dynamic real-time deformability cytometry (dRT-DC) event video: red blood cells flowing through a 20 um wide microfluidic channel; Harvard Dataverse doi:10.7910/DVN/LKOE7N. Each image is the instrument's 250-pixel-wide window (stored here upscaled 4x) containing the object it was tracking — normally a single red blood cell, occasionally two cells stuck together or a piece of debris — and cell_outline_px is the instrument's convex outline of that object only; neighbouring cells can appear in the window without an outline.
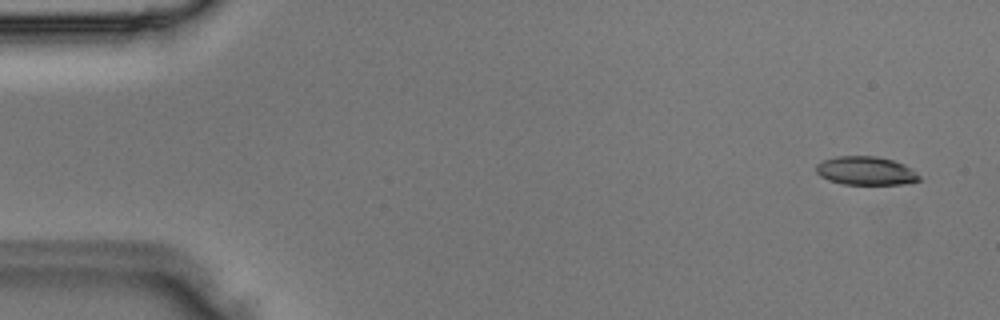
{"species": "Egyptian fruit bat (a non-hibernating species)", "species_latin": "Rousettus aegyptiacus", "temperature_condition": "room temperature", "stored_images_in_passage": 4, "camera_frame_rate_fps": 3000, "um_per_image_px": 0.085, "animal": {"sex": "male"}, "frame": {"image": 1, "passage_image": 1, "time_ms": 0.0, "image_size_px": [1000, 320], "cell_outline_px": [[920, 180], [904, 184], [844, 184], [828, 180], [820, 176], [816, 172], [816, 164], [824, 160], [836, 156], [876, 156], [892, 160], [904, 164], [912, 168], [920, 176]], "centroid_in_image_um": [73.59, 14.51], "position_along_channel_um": 11.4, "area_um2": 17.17}}
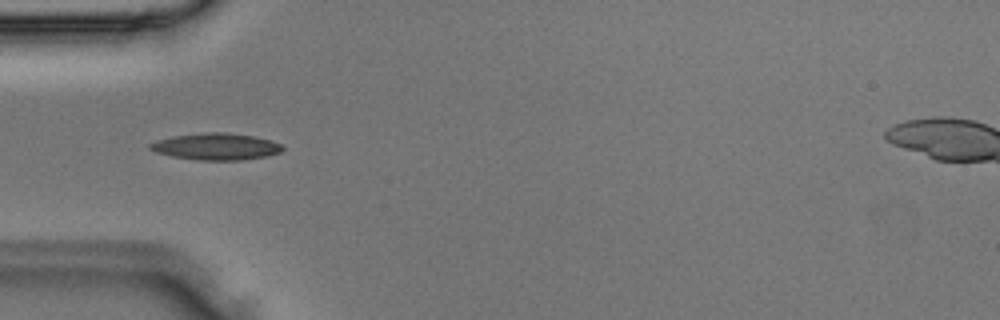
{"frame": {"image": 2, "passage_image": 4, "time_ms": 1.0, "image_size_px": [1000, 320], "cell_outline_px": [[284, 148], [280, 152], [268, 156], [240, 160], [200, 160], [172, 156], [156, 152], [148, 148], [148, 144], [156, 140], [172, 136], [204, 132], [228, 132], [256, 136], [272, 140], [280, 144]], "centroid_in_image_um": [18.37, 12.44], "position_along_channel_um": 66.6, "area_um2": 20.81}}